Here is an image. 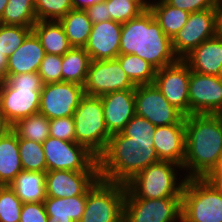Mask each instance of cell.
Returning <instances> with one entry per match:
<instances>
[{"label":"cell","instance_id":"obj_1","mask_svg":"<svg viewBox=\"0 0 222 222\" xmlns=\"http://www.w3.org/2000/svg\"><path fill=\"white\" fill-rule=\"evenodd\" d=\"M222 157V115L185 116V159L188 178H208Z\"/></svg>","mask_w":222,"mask_h":222},{"label":"cell","instance_id":"obj_2","mask_svg":"<svg viewBox=\"0 0 222 222\" xmlns=\"http://www.w3.org/2000/svg\"><path fill=\"white\" fill-rule=\"evenodd\" d=\"M158 161L153 137H127L121 132L115 133L98 157L99 178L126 184L137 173Z\"/></svg>","mask_w":222,"mask_h":222},{"label":"cell","instance_id":"obj_3","mask_svg":"<svg viewBox=\"0 0 222 222\" xmlns=\"http://www.w3.org/2000/svg\"><path fill=\"white\" fill-rule=\"evenodd\" d=\"M120 54H135L156 70L175 63L172 40L163 32L150 9L122 24Z\"/></svg>","mask_w":222,"mask_h":222},{"label":"cell","instance_id":"obj_4","mask_svg":"<svg viewBox=\"0 0 222 222\" xmlns=\"http://www.w3.org/2000/svg\"><path fill=\"white\" fill-rule=\"evenodd\" d=\"M43 87L37 72L4 75L0 87V110L12 126L19 119L39 113Z\"/></svg>","mask_w":222,"mask_h":222},{"label":"cell","instance_id":"obj_5","mask_svg":"<svg viewBox=\"0 0 222 222\" xmlns=\"http://www.w3.org/2000/svg\"><path fill=\"white\" fill-rule=\"evenodd\" d=\"M182 166L170 161H158L137 173L126 183L125 198L160 199L182 197L186 178L177 182L175 169Z\"/></svg>","mask_w":222,"mask_h":222},{"label":"cell","instance_id":"obj_6","mask_svg":"<svg viewBox=\"0 0 222 222\" xmlns=\"http://www.w3.org/2000/svg\"><path fill=\"white\" fill-rule=\"evenodd\" d=\"M181 207V222H222V189L208 178H188Z\"/></svg>","mask_w":222,"mask_h":222},{"label":"cell","instance_id":"obj_7","mask_svg":"<svg viewBox=\"0 0 222 222\" xmlns=\"http://www.w3.org/2000/svg\"><path fill=\"white\" fill-rule=\"evenodd\" d=\"M72 117L76 143L86 147L98 158L111 137L105 124L101 97L84 95Z\"/></svg>","mask_w":222,"mask_h":222},{"label":"cell","instance_id":"obj_8","mask_svg":"<svg viewBox=\"0 0 222 222\" xmlns=\"http://www.w3.org/2000/svg\"><path fill=\"white\" fill-rule=\"evenodd\" d=\"M126 184L98 179L87 191L79 222H123Z\"/></svg>","mask_w":222,"mask_h":222},{"label":"cell","instance_id":"obj_9","mask_svg":"<svg viewBox=\"0 0 222 222\" xmlns=\"http://www.w3.org/2000/svg\"><path fill=\"white\" fill-rule=\"evenodd\" d=\"M47 171H99L98 158L86 147L49 136L43 143Z\"/></svg>","mask_w":222,"mask_h":222},{"label":"cell","instance_id":"obj_10","mask_svg":"<svg viewBox=\"0 0 222 222\" xmlns=\"http://www.w3.org/2000/svg\"><path fill=\"white\" fill-rule=\"evenodd\" d=\"M135 110L136 115L156 127L185 124V115L169 103L154 83L135 87Z\"/></svg>","mask_w":222,"mask_h":222},{"label":"cell","instance_id":"obj_11","mask_svg":"<svg viewBox=\"0 0 222 222\" xmlns=\"http://www.w3.org/2000/svg\"><path fill=\"white\" fill-rule=\"evenodd\" d=\"M181 197L125 198V222H181Z\"/></svg>","mask_w":222,"mask_h":222},{"label":"cell","instance_id":"obj_12","mask_svg":"<svg viewBox=\"0 0 222 222\" xmlns=\"http://www.w3.org/2000/svg\"><path fill=\"white\" fill-rule=\"evenodd\" d=\"M135 87L117 59L91 60L83 86L85 95L98 97Z\"/></svg>","mask_w":222,"mask_h":222},{"label":"cell","instance_id":"obj_13","mask_svg":"<svg viewBox=\"0 0 222 222\" xmlns=\"http://www.w3.org/2000/svg\"><path fill=\"white\" fill-rule=\"evenodd\" d=\"M84 95L83 86L73 82L43 84L39 113L49 120L73 116Z\"/></svg>","mask_w":222,"mask_h":222},{"label":"cell","instance_id":"obj_14","mask_svg":"<svg viewBox=\"0 0 222 222\" xmlns=\"http://www.w3.org/2000/svg\"><path fill=\"white\" fill-rule=\"evenodd\" d=\"M191 69L183 59L156 70L154 84L169 103L185 116L190 115L189 77Z\"/></svg>","mask_w":222,"mask_h":222},{"label":"cell","instance_id":"obj_15","mask_svg":"<svg viewBox=\"0 0 222 222\" xmlns=\"http://www.w3.org/2000/svg\"><path fill=\"white\" fill-rule=\"evenodd\" d=\"M216 35V9L190 13L187 22L172 39L174 54L183 59L202 42Z\"/></svg>","mask_w":222,"mask_h":222},{"label":"cell","instance_id":"obj_16","mask_svg":"<svg viewBox=\"0 0 222 222\" xmlns=\"http://www.w3.org/2000/svg\"><path fill=\"white\" fill-rule=\"evenodd\" d=\"M188 95L190 115H222V76H212L191 71Z\"/></svg>","mask_w":222,"mask_h":222},{"label":"cell","instance_id":"obj_17","mask_svg":"<svg viewBox=\"0 0 222 222\" xmlns=\"http://www.w3.org/2000/svg\"><path fill=\"white\" fill-rule=\"evenodd\" d=\"M99 179V171H46V197L68 198L86 196L87 191Z\"/></svg>","mask_w":222,"mask_h":222},{"label":"cell","instance_id":"obj_18","mask_svg":"<svg viewBox=\"0 0 222 222\" xmlns=\"http://www.w3.org/2000/svg\"><path fill=\"white\" fill-rule=\"evenodd\" d=\"M122 24L107 20L92 24L87 45L84 47L91 60L116 59L120 54Z\"/></svg>","mask_w":222,"mask_h":222},{"label":"cell","instance_id":"obj_19","mask_svg":"<svg viewBox=\"0 0 222 222\" xmlns=\"http://www.w3.org/2000/svg\"><path fill=\"white\" fill-rule=\"evenodd\" d=\"M101 97L108 132L120 133L136 114L135 89L106 93Z\"/></svg>","mask_w":222,"mask_h":222},{"label":"cell","instance_id":"obj_20","mask_svg":"<svg viewBox=\"0 0 222 222\" xmlns=\"http://www.w3.org/2000/svg\"><path fill=\"white\" fill-rule=\"evenodd\" d=\"M154 148L159 160L183 166L185 159V124H172L155 128Z\"/></svg>","mask_w":222,"mask_h":222},{"label":"cell","instance_id":"obj_21","mask_svg":"<svg viewBox=\"0 0 222 222\" xmlns=\"http://www.w3.org/2000/svg\"><path fill=\"white\" fill-rule=\"evenodd\" d=\"M183 60L191 71L222 76V38L215 35L193 49Z\"/></svg>","mask_w":222,"mask_h":222},{"label":"cell","instance_id":"obj_22","mask_svg":"<svg viewBox=\"0 0 222 222\" xmlns=\"http://www.w3.org/2000/svg\"><path fill=\"white\" fill-rule=\"evenodd\" d=\"M45 51L37 36L31 32L9 57L5 75L38 72Z\"/></svg>","mask_w":222,"mask_h":222},{"label":"cell","instance_id":"obj_23","mask_svg":"<svg viewBox=\"0 0 222 222\" xmlns=\"http://www.w3.org/2000/svg\"><path fill=\"white\" fill-rule=\"evenodd\" d=\"M32 32L39 39L45 54L63 56L72 48L59 21H37L32 28Z\"/></svg>","mask_w":222,"mask_h":222},{"label":"cell","instance_id":"obj_24","mask_svg":"<svg viewBox=\"0 0 222 222\" xmlns=\"http://www.w3.org/2000/svg\"><path fill=\"white\" fill-rule=\"evenodd\" d=\"M22 170L18 136L10 129L0 137V182L10 185Z\"/></svg>","mask_w":222,"mask_h":222},{"label":"cell","instance_id":"obj_25","mask_svg":"<svg viewBox=\"0 0 222 222\" xmlns=\"http://www.w3.org/2000/svg\"><path fill=\"white\" fill-rule=\"evenodd\" d=\"M43 203L49 222H79L85 211L86 196L46 197Z\"/></svg>","mask_w":222,"mask_h":222},{"label":"cell","instance_id":"obj_26","mask_svg":"<svg viewBox=\"0 0 222 222\" xmlns=\"http://www.w3.org/2000/svg\"><path fill=\"white\" fill-rule=\"evenodd\" d=\"M46 172L22 170L9 185L22 203L44 202Z\"/></svg>","mask_w":222,"mask_h":222},{"label":"cell","instance_id":"obj_27","mask_svg":"<svg viewBox=\"0 0 222 222\" xmlns=\"http://www.w3.org/2000/svg\"><path fill=\"white\" fill-rule=\"evenodd\" d=\"M72 47L84 48L92 29V22L85 10H70L59 20Z\"/></svg>","mask_w":222,"mask_h":222},{"label":"cell","instance_id":"obj_28","mask_svg":"<svg viewBox=\"0 0 222 222\" xmlns=\"http://www.w3.org/2000/svg\"><path fill=\"white\" fill-rule=\"evenodd\" d=\"M90 62V55L85 48L72 47L62 56V82L84 86Z\"/></svg>","mask_w":222,"mask_h":222},{"label":"cell","instance_id":"obj_29","mask_svg":"<svg viewBox=\"0 0 222 222\" xmlns=\"http://www.w3.org/2000/svg\"><path fill=\"white\" fill-rule=\"evenodd\" d=\"M163 32L172 40L188 20L189 12L172 7L165 0L151 3L149 7Z\"/></svg>","mask_w":222,"mask_h":222},{"label":"cell","instance_id":"obj_30","mask_svg":"<svg viewBox=\"0 0 222 222\" xmlns=\"http://www.w3.org/2000/svg\"><path fill=\"white\" fill-rule=\"evenodd\" d=\"M50 120L41 113L19 119L11 129L19 138L43 143L50 136Z\"/></svg>","mask_w":222,"mask_h":222},{"label":"cell","instance_id":"obj_31","mask_svg":"<svg viewBox=\"0 0 222 222\" xmlns=\"http://www.w3.org/2000/svg\"><path fill=\"white\" fill-rule=\"evenodd\" d=\"M36 22L34 0H8L0 24L33 28Z\"/></svg>","mask_w":222,"mask_h":222},{"label":"cell","instance_id":"obj_32","mask_svg":"<svg viewBox=\"0 0 222 222\" xmlns=\"http://www.w3.org/2000/svg\"><path fill=\"white\" fill-rule=\"evenodd\" d=\"M116 59L136 86L154 83L156 69L138 55L119 54Z\"/></svg>","mask_w":222,"mask_h":222},{"label":"cell","instance_id":"obj_33","mask_svg":"<svg viewBox=\"0 0 222 222\" xmlns=\"http://www.w3.org/2000/svg\"><path fill=\"white\" fill-rule=\"evenodd\" d=\"M18 147L24 171H47L46 158L41 143L18 137Z\"/></svg>","mask_w":222,"mask_h":222},{"label":"cell","instance_id":"obj_34","mask_svg":"<svg viewBox=\"0 0 222 222\" xmlns=\"http://www.w3.org/2000/svg\"><path fill=\"white\" fill-rule=\"evenodd\" d=\"M32 32L31 27L0 24V50L9 57Z\"/></svg>","mask_w":222,"mask_h":222},{"label":"cell","instance_id":"obj_35","mask_svg":"<svg viewBox=\"0 0 222 222\" xmlns=\"http://www.w3.org/2000/svg\"><path fill=\"white\" fill-rule=\"evenodd\" d=\"M37 21H59L73 9L71 0H34Z\"/></svg>","mask_w":222,"mask_h":222},{"label":"cell","instance_id":"obj_36","mask_svg":"<svg viewBox=\"0 0 222 222\" xmlns=\"http://www.w3.org/2000/svg\"><path fill=\"white\" fill-rule=\"evenodd\" d=\"M23 203L6 185L0 190V222H19Z\"/></svg>","mask_w":222,"mask_h":222},{"label":"cell","instance_id":"obj_37","mask_svg":"<svg viewBox=\"0 0 222 222\" xmlns=\"http://www.w3.org/2000/svg\"><path fill=\"white\" fill-rule=\"evenodd\" d=\"M110 19L121 24L134 19L143 12L134 2L128 0H106Z\"/></svg>","mask_w":222,"mask_h":222},{"label":"cell","instance_id":"obj_38","mask_svg":"<svg viewBox=\"0 0 222 222\" xmlns=\"http://www.w3.org/2000/svg\"><path fill=\"white\" fill-rule=\"evenodd\" d=\"M61 66L62 56L45 54L37 72L43 84L62 82Z\"/></svg>","mask_w":222,"mask_h":222},{"label":"cell","instance_id":"obj_39","mask_svg":"<svg viewBox=\"0 0 222 222\" xmlns=\"http://www.w3.org/2000/svg\"><path fill=\"white\" fill-rule=\"evenodd\" d=\"M50 136L61 140L76 142L73 117H62L50 120Z\"/></svg>","mask_w":222,"mask_h":222},{"label":"cell","instance_id":"obj_40","mask_svg":"<svg viewBox=\"0 0 222 222\" xmlns=\"http://www.w3.org/2000/svg\"><path fill=\"white\" fill-rule=\"evenodd\" d=\"M155 128L147 119L135 114L121 133L127 137H153Z\"/></svg>","mask_w":222,"mask_h":222},{"label":"cell","instance_id":"obj_41","mask_svg":"<svg viewBox=\"0 0 222 222\" xmlns=\"http://www.w3.org/2000/svg\"><path fill=\"white\" fill-rule=\"evenodd\" d=\"M19 222H49L44 203H23Z\"/></svg>","mask_w":222,"mask_h":222},{"label":"cell","instance_id":"obj_42","mask_svg":"<svg viewBox=\"0 0 222 222\" xmlns=\"http://www.w3.org/2000/svg\"><path fill=\"white\" fill-rule=\"evenodd\" d=\"M172 7L189 13L216 8L219 0H165Z\"/></svg>","mask_w":222,"mask_h":222},{"label":"cell","instance_id":"obj_43","mask_svg":"<svg viewBox=\"0 0 222 222\" xmlns=\"http://www.w3.org/2000/svg\"><path fill=\"white\" fill-rule=\"evenodd\" d=\"M92 24H97L110 20V14H108V5L106 2L97 3L85 10Z\"/></svg>","mask_w":222,"mask_h":222},{"label":"cell","instance_id":"obj_44","mask_svg":"<svg viewBox=\"0 0 222 222\" xmlns=\"http://www.w3.org/2000/svg\"><path fill=\"white\" fill-rule=\"evenodd\" d=\"M106 0H71L73 9L75 10H86L97 3H103Z\"/></svg>","mask_w":222,"mask_h":222},{"label":"cell","instance_id":"obj_45","mask_svg":"<svg viewBox=\"0 0 222 222\" xmlns=\"http://www.w3.org/2000/svg\"><path fill=\"white\" fill-rule=\"evenodd\" d=\"M216 9V35L222 38V0L218 1Z\"/></svg>","mask_w":222,"mask_h":222},{"label":"cell","instance_id":"obj_46","mask_svg":"<svg viewBox=\"0 0 222 222\" xmlns=\"http://www.w3.org/2000/svg\"><path fill=\"white\" fill-rule=\"evenodd\" d=\"M208 179L222 189V169H215Z\"/></svg>","mask_w":222,"mask_h":222},{"label":"cell","instance_id":"obj_47","mask_svg":"<svg viewBox=\"0 0 222 222\" xmlns=\"http://www.w3.org/2000/svg\"><path fill=\"white\" fill-rule=\"evenodd\" d=\"M11 129V125L5 119L2 111L0 110V137L5 135Z\"/></svg>","mask_w":222,"mask_h":222},{"label":"cell","instance_id":"obj_48","mask_svg":"<svg viewBox=\"0 0 222 222\" xmlns=\"http://www.w3.org/2000/svg\"><path fill=\"white\" fill-rule=\"evenodd\" d=\"M7 70V57L0 50V74L4 76Z\"/></svg>","mask_w":222,"mask_h":222},{"label":"cell","instance_id":"obj_49","mask_svg":"<svg viewBox=\"0 0 222 222\" xmlns=\"http://www.w3.org/2000/svg\"><path fill=\"white\" fill-rule=\"evenodd\" d=\"M134 2L142 11L148 10L150 7V0H128Z\"/></svg>","mask_w":222,"mask_h":222},{"label":"cell","instance_id":"obj_50","mask_svg":"<svg viewBox=\"0 0 222 222\" xmlns=\"http://www.w3.org/2000/svg\"><path fill=\"white\" fill-rule=\"evenodd\" d=\"M7 3H8V0H0V21L3 16V13H4Z\"/></svg>","mask_w":222,"mask_h":222},{"label":"cell","instance_id":"obj_51","mask_svg":"<svg viewBox=\"0 0 222 222\" xmlns=\"http://www.w3.org/2000/svg\"><path fill=\"white\" fill-rule=\"evenodd\" d=\"M216 169H222V157H221L220 162H219V165L217 166Z\"/></svg>","mask_w":222,"mask_h":222},{"label":"cell","instance_id":"obj_52","mask_svg":"<svg viewBox=\"0 0 222 222\" xmlns=\"http://www.w3.org/2000/svg\"><path fill=\"white\" fill-rule=\"evenodd\" d=\"M2 82H3V76L0 74V87H1Z\"/></svg>","mask_w":222,"mask_h":222},{"label":"cell","instance_id":"obj_53","mask_svg":"<svg viewBox=\"0 0 222 222\" xmlns=\"http://www.w3.org/2000/svg\"><path fill=\"white\" fill-rule=\"evenodd\" d=\"M4 187V185L0 182V190Z\"/></svg>","mask_w":222,"mask_h":222}]
</instances>
